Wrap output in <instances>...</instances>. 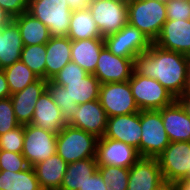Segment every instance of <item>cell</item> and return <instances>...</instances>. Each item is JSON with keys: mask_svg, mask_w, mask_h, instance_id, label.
<instances>
[{"mask_svg": "<svg viewBox=\"0 0 190 190\" xmlns=\"http://www.w3.org/2000/svg\"><path fill=\"white\" fill-rule=\"evenodd\" d=\"M189 56L152 43L133 59V72L157 80L177 99L188 91Z\"/></svg>", "mask_w": 190, "mask_h": 190, "instance_id": "1", "label": "cell"}, {"mask_svg": "<svg viewBox=\"0 0 190 190\" xmlns=\"http://www.w3.org/2000/svg\"><path fill=\"white\" fill-rule=\"evenodd\" d=\"M128 23L154 43L167 20L166 2L162 0H127Z\"/></svg>", "mask_w": 190, "mask_h": 190, "instance_id": "2", "label": "cell"}, {"mask_svg": "<svg viewBox=\"0 0 190 190\" xmlns=\"http://www.w3.org/2000/svg\"><path fill=\"white\" fill-rule=\"evenodd\" d=\"M98 138L82 129L65 125L57 134L56 153L67 163L96 157Z\"/></svg>", "mask_w": 190, "mask_h": 190, "instance_id": "3", "label": "cell"}, {"mask_svg": "<svg viewBox=\"0 0 190 190\" xmlns=\"http://www.w3.org/2000/svg\"><path fill=\"white\" fill-rule=\"evenodd\" d=\"M27 12L48 27L51 37L68 35L73 11L66 0H30Z\"/></svg>", "mask_w": 190, "mask_h": 190, "instance_id": "4", "label": "cell"}, {"mask_svg": "<svg viewBox=\"0 0 190 190\" xmlns=\"http://www.w3.org/2000/svg\"><path fill=\"white\" fill-rule=\"evenodd\" d=\"M139 110H159L177 99L157 80L132 72L128 80Z\"/></svg>", "mask_w": 190, "mask_h": 190, "instance_id": "5", "label": "cell"}, {"mask_svg": "<svg viewBox=\"0 0 190 190\" xmlns=\"http://www.w3.org/2000/svg\"><path fill=\"white\" fill-rule=\"evenodd\" d=\"M140 124L142 128L140 156L158 158L170 143L161 112L159 110H140Z\"/></svg>", "mask_w": 190, "mask_h": 190, "instance_id": "6", "label": "cell"}, {"mask_svg": "<svg viewBox=\"0 0 190 190\" xmlns=\"http://www.w3.org/2000/svg\"><path fill=\"white\" fill-rule=\"evenodd\" d=\"M89 10L103 38L128 23L127 0H92Z\"/></svg>", "mask_w": 190, "mask_h": 190, "instance_id": "7", "label": "cell"}, {"mask_svg": "<svg viewBox=\"0 0 190 190\" xmlns=\"http://www.w3.org/2000/svg\"><path fill=\"white\" fill-rule=\"evenodd\" d=\"M99 101L107 117L139 112L129 81L100 85Z\"/></svg>", "mask_w": 190, "mask_h": 190, "instance_id": "8", "label": "cell"}, {"mask_svg": "<svg viewBox=\"0 0 190 190\" xmlns=\"http://www.w3.org/2000/svg\"><path fill=\"white\" fill-rule=\"evenodd\" d=\"M57 134L38 128L32 124L24 125V144L22 155L29 166L46 160L56 154Z\"/></svg>", "mask_w": 190, "mask_h": 190, "instance_id": "9", "label": "cell"}, {"mask_svg": "<svg viewBox=\"0 0 190 190\" xmlns=\"http://www.w3.org/2000/svg\"><path fill=\"white\" fill-rule=\"evenodd\" d=\"M157 159L163 180L177 182L190 178V142H170Z\"/></svg>", "mask_w": 190, "mask_h": 190, "instance_id": "10", "label": "cell"}, {"mask_svg": "<svg viewBox=\"0 0 190 190\" xmlns=\"http://www.w3.org/2000/svg\"><path fill=\"white\" fill-rule=\"evenodd\" d=\"M106 48L116 56L134 59L137 54L147 51L152 42L140 30L127 23L117 33L103 38Z\"/></svg>", "mask_w": 190, "mask_h": 190, "instance_id": "11", "label": "cell"}, {"mask_svg": "<svg viewBox=\"0 0 190 190\" xmlns=\"http://www.w3.org/2000/svg\"><path fill=\"white\" fill-rule=\"evenodd\" d=\"M141 156L134 147L117 140L101 137L97 141V166L131 168Z\"/></svg>", "mask_w": 190, "mask_h": 190, "instance_id": "12", "label": "cell"}, {"mask_svg": "<svg viewBox=\"0 0 190 190\" xmlns=\"http://www.w3.org/2000/svg\"><path fill=\"white\" fill-rule=\"evenodd\" d=\"M132 72L133 59L116 56L104 46L93 75L99 80L100 84H104L128 81Z\"/></svg>", "mask_w": 190, "mask_h": 190, "instance_id": "13", "label": "cell"}, {"mask_svg": "<svg viewBox=\"0 0 190 190\" xmlns=\"http://www.w3.org/2000/svg\"><path fill=\"white\" fill-rule=\"evenodd\" d=\"M141 135L142 128L139 111L132 114L108 117L103 137L124 142L137 149L140 155Z\"/></svg>", "mask_w": 190, "mask_h": 190, "instance_id": "14", "label": "cell"}, {"mask_svg": "<svg viewBox=\"0 0 190 190\" xmlns=\"http://www.w3.org/2000/svg\"><path fill=\"white\" fill-rule=\"evenodd\" d=\"M107 115L99 99L78 105V110L67 122L68 125L101 138L105 135Z\"/></svg>", "mask_w": 190, "mask_h": 190, "instance_id": "15", "label": "cell"}, {"mask_svg": "<svg viewBox=\"0 0 190 190\" xmlns=\"http://www.w3.org/2000/svg\"><path fill=\"white\" fill-rule=\"evenodd\" d=\"M154 44L190 56V20L167 19Z\"/></svg>", "mask_w": 190, "mask_h": 190, "instance_id": "16", "label": "cell"}, {"mask_svg": "<svg viewBox=\"0 0 190 190\" xmlns=\"http://www.w3.org/2000/svg\"><path fill=\"white\" fill-rule=\"evenodd\" d=\"M163 181L157 158L140 157L129 168L127 190H155Z\"/></svg>", "mask_w": 190, "mask_h": 190, "instance_id": "17", "label": "cell"}, {"mask_svg": "<svg viewBox=\"0 0 190 190\" xmlns=\"http://www.w3.org/2000/svg\"><path fill=\"white\" fill-rule=\"evenodd\" d=\"M46 89L47 80L39 78L23 90L10 95L15 117L20 125L31 124L36 102Z\"/></svg>", "mask_w": 190, "mask_h": 190, "instance_id": "18", "label": "cell"}, {"mask_svg": "<svg viewBox=\"0 0 190 190\" xmlns=\"http://www.w3.org/2000/svg\"><path fill=\"white\" fill-rule=\"evenodd\" d=\"M34 108L32 125L56 134L67 125L61 109L56 105L47 89L41 94Z\"/></svg>", "mask_w": 190, "mask_h": 190, "instance_id": "19", "label": "cell"}, {"mask_svg": "<svg viewBox=\"0 0 190 190\" xmlns=\"http://www.w3.org/2000/svg\"><path fill=\"white\" fill-rule=\"evenodd\" d=\"M159 111L170 142H190V118L181 104L176 100Z\"/></svg>", "mask_w": 190, "mask_h": 190, "instance_id": "20", "label": "cell"}, {"mask_svg": "<svg viewBox=\"0 0 190 190\" xmlns=\"http://www.w3.org/2000/svg\"><path fill=\"white\" fill-rule=\"evenodd\" d=\"M45 79L51 80L66 64L71 61V39L50 37L46 43Z\"/></svg>", "mask_w": 190, "mask_h": 190, "instance_id": "21", "label": "cell"}, {"mask_svg": "<svg viewBox=\"0 0 190 190\" xmlns=\"http://www.w3.org/2000/svg\"><path fill=\"white\" fill-rule=\"evenodd\" d=\"M23 47L20 31L16 22L11 19L0 30V69L19 61Z\"/></svg>", "mask_w": 190, "mask_h": 190, "instance_id": "22", "label": "cell"}, {"mask_svg": "<svg viewBox=\"0 0 190 190\" xmlns=\"http://www.w3.org/2000/svg\"><path fill=\"white\" fill-rule=\"evenodd\" d=\"M104 46L103 38L71 40V61L78 64L87 73L93 74Z\"/></svg>", "mask_w": 190, "mask_h": 190, "instance_id": "23", "label": "cell"}, {"mask_svg": "<svg viewBox=\"0 0 190 190\" xmlns=\"http://www.w3.org/2000/svg\"><path fill=\"white\" fill-rule=\"evenodd\" d=\"M67 165L57 153L34 165L42 190H60Z\"/></svg>", "mask_w": 190, "mask_h": 190, "instance_id": "24", "label": "cell"}, {"mask_svg": "<svg viewBox=\"0 0 190 190\" xmlns=\"http://www.w3.org/2000/svg\"><path fill=\"white\" fill-rule=\"evenodd\" d=\"M53 82L64 86L70 100L78 105L99 99L101 84L93 74L88 73L81 80Z\"/></svg>", "mask_w": 190, "mask_h": 190, "instance_id": "25", "label": "cell"}, {"mask_svg": "<svg viewBox=\"0 0 190 190\" xmlns=\"http://www.w3.org/2000/svg\"><path fill=\"white\" fill-rule=\"evenodd\" d=\"M20 31L24 46L46 44L50 39L49 29L40 20L25 12L13 18Z\"/></svg>", "mask_w": 190, "mask_h": 190, "instance_id": "26", "label": "cell"}, {"mask_svg": "<svg viewBox=\"0 0 190 190\" xmlns=\"http://www.w3.org/2000/svg\"><path fill=\"white\" fill-rule=\"evenodd\" d=\"M97 167L96 158H87L69 163L60 190H79L97 171Z\"/></svg>", "mask_w": 190, "mask_h": 190, "instance_id": "27", "label": "cell"}, {"mask_svg": "<svg viewBox=\"0 0 190 190\" xmlns=\"http://www.w3.org/2000/svg\"><path fill=\"white\" fill-rule=\"evenodd\" d=\"M67 37L71 40L103 38L89 9L72 12Z\"/></svg>", "mask_w": 190, "mask_h": 190, "instance_id": "28", "label": "cell"}, {"mask_svg": "<svg viewBox=\"0 0 190 190\" xmlns=\"http://www.w3.org/2000/svg\"><path fill=\"white\" fill-rule=\"evenodd\" d=\"M0 190H42L35 170L29 166L20 172L1 170Z\"/></svg>", "mask_w": 190, "mask_h": 190, "instance_id": "29", "label": "cell"}, {"mask_svg": "<svg viewBox=\"0 0 190 190\" xmlns=\"http://www.w3.org/2000/svg\"><path fill=\"white\" fill-rule=\"evenodd\" d=\"M11 95L23 90L39 77L21 60L3 69Z\"/></svg>", "mask_w": 190, "mask_h": 190, "instance_id": "30", "label": "cell"}, {"mask_svg": "<svg viewBox=\"0 0 190 190\" xmlns=\"http://www.w3.org/2000/svg\"><path fill=\"white\" fill-rule=\"evenodd\" d=\"M46 44L24 46L20 60L39 78L45 79Z\"/></svg>", "mask_w": 190, "mask_h": 190, "instance_id": "31", "label": "cell"}, {"mask_svg": "<svg viewBox=\"0 0 190 190\" xmlns=\"http://www.w3.org/2000/svg\"><path fill=\"white\" fill-rule=\"evenodd\" d=\"M47 90L51 94L56 105L61 109L63 118L68 122L78 110V104L70 100L64 86L58 85L52 80H47Z\"/></svg>", "mask_w": 190, "mask_h": 190, "instance_id": "32", "label": "cell"}, {"mask_svg": "<svg viewBox=\"0 0 190 190\" xmlns=\"http://www.w3.org/2000/svg\"><path fill=\"white\" fill-rule=\"evenodd\" d=\"M97 170L108 185L109 190H127L129 168L116 166H98Z\"/></svg>", "mask_w": 190, "mask_h": 190, "instance_id": "33", "label": "cell"}, {"mask_svg": "<svg viewBox=\"0 0 190 190\" xmlns=\"http://www.w3.org/2000/svg\"><path fill=\"white\" fill-rule=\"evenodd\" d=\"M24 144V125L0 135V150L21 153Z\"/></svg>", "mask_w": 190, "mask_h": 190, "instance_id": "34", "label": "cell"}, {"mask_svg": "<svg viewBox=\"0 0 190 190\" xmlns=\"http://www.w3.org/2000/svg\"><path fill=\"white\" fill-rule=\"evenodd\" d=\"M20 126L15 117L10 97L0 99V135Z\"/></svg>", "mask_w": 190, "mask_h": 190, "instance_id": "35", "label": "cell"}, {"mask_svg": "<svg viewBox=\"0 0 190 190\" xmlns=\"http://www.w3.org/2000/svg\"><path fill=\"white\" fill-rule=\"evenodd\" d=\"M0 167L1 170L20 172L27 169L29 164L21 153L0 150Z\"/></svg>", "mask_w": 190, "mask_h": 190, "instance_id": "36", "label": "cell"}, {"mask_svg": "<svg viewBox=\"0 0 190 190\" xmlns=\"http://www.w3.org/2000/svg\"><path fill=\"white\" fill-rule=\"evenodd\" d=\"M166 15L171 20H190V1H167Z\"/></svg>", "mask_w": 190, "mask_h": 190, "instance_id": "37", "label": "cell"}, {"mask_svg": "<svg viewBox=\"0 0 190 190\" xmlns=\"http://www.w3.org/2000/svg\"><path fill=\"white\" fill-rule=\"evenodd\" d=\"M88 73L78 64L70 61L51 80L52 81H74L81 80Z\"/></svg>", "mask_w": 190, "mask_h": 190, "instance_id": "38", "label": "cell"}, {"mask_svg": "<svg viewBox=\"0 0 190 190\" xmlns=\"http://www.w3.org/2000/svg\"><path fill=\"white\" fill-rule=\"evenodd\" d=\"M30 0H0V6L11 19L28 11Z\"/></svg>", "mask_w": 190, "mask_h": 190, "instance_id": "39", "label": "cell"}, {"mask_svg": "<svg viewBox=\"0 0 190 190\" xmlns=\"http://www.w3.org/2000/svg\"><path fill=\"white\" fill-rule=\"evenodd\" d=\"M79 190H109V187L97 170Z\"/></svg>", "mask_w": 190, "mask_h": 190, "instance_id": "40", "label": "cell"}, {"mask_svg": "<svg viewBox=\"0 0 190 190\" xmlns=\"http://www.w3.org/2000/svg\"><path fill=\"white\" fill-rule=\"evenodd\" d=\"M69 8L75 10H87L92 0H66Z\"/></svg>", "mask_w": 190, "mask_h": 190, "instance_id": "41", "label": "cell"}, {"mask_svg": "<svg viewBox=\"0 0 190 190\" xmlns=\"http://www.w3.org/2000/svg\"><path fill=\"white\" fill-rule=\"evenodd\" d=\"M11 93L8 87V82L6 80L3 69H0V99H5L10 97Z\"/></svg>", "mask_w": 190, "mask_h": 190, "instance_id": "42", "label": "cell"}, {"mask_svg": "<svg viewBox=\"0 0 190 190\" xmlns=\"http://www.w3.org/2000/svg\"><path fill=\"white\" fill-rule=\"evenodd\" d=\"M177 101L185 109L188 117L190 118V90L186 91L183 95L177 98Z\"/></svg>", "mask_w": 190, "mask_h": 190, "instance_id": "43", "label": "cell"}, {"mask_svg": "<svg viewBox=\"0 0 190 190\" xmlns=\"http://www.w3.org/2000/svg\"><path fill=\"white\" fill-rule=\"evenodd\" d=\"M155 190H175V182L163 180L158 184Z\"/></svg>", "mask_w": 190, "mask_h": 190, "instance_id": "44", "label": "cell"}, {"mask_svg": "<svg viewBox=\"0 0 190 190\" xmlns=\"http://www.w3.org/2000/svg\"><path fill=\"white\" fill-rule=\"evenodd\" d=\"M175 190H190V178L175 182Z\"/></svg>", "mask_w": 190, "mask_h": 190, "instance_id": "45", "label": "cell"}, {"mask_svg": "<svg viewBox=\"0 0 190 190\" xmlns=\"http://www.w3.org/2000/svg\"><path fill=\"white\" fill-rule=\"evenodd\" d=\"M11 20L9 15L0 6V30Z\"/></svg>", "mask_w": 190, "mask_h": 190, "instance_id": "46", "label": "cell"}, {"mask_svg": "<svg viewBox=\"0 0 190 190\" xmlns=\"http://www.w3.org/2000/svg\"><path fill=\"white\" fill-rule=\"evenodd\" d=\"M188 90H190V56H189V63H188Z\"/></svg>", "mask_w": 190, "mask_h": 190, "instance_id": "47", "label": "cell"}]
</instances>
